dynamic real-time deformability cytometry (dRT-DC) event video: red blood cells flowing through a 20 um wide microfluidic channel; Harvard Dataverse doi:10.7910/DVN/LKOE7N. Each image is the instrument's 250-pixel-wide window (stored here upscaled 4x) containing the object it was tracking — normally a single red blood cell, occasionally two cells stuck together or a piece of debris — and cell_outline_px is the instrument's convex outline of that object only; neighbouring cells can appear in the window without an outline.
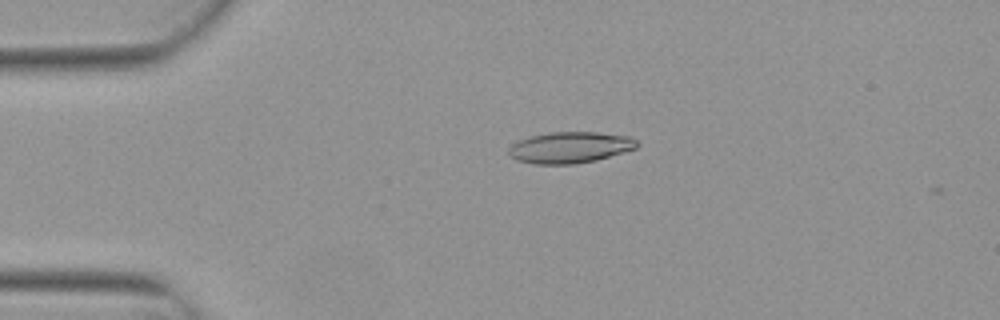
{"species": "Egyptian fruit bat (a non-hibernating species)", "species_latin": "Rousettus aegyptiacus", "temperature_condition": "warm", "stored_images_in_passage": 4, "camera_frame_rate_fps": 3000, "um_per_image_px": 0.085, "animal": {"sex": "female"}, "frame": {"image": 1, "passage_image": 3, "time_ms": 0.667, "image_size_px": [1000, 320], "cell_outline_px": [[640, 144], [636, 148], [624, 152], [596, 160], [572, 164], [536, 164], [516, 160], [508, 152], [508, 148], [512, 144], [520, 140], [532, 136], [548, 132], [596, 132], [632, 136]], "centroid_in_image_um": [48.48, 12.53], "position_along_channel_um": 36.5, "area_um2": 23.35}}